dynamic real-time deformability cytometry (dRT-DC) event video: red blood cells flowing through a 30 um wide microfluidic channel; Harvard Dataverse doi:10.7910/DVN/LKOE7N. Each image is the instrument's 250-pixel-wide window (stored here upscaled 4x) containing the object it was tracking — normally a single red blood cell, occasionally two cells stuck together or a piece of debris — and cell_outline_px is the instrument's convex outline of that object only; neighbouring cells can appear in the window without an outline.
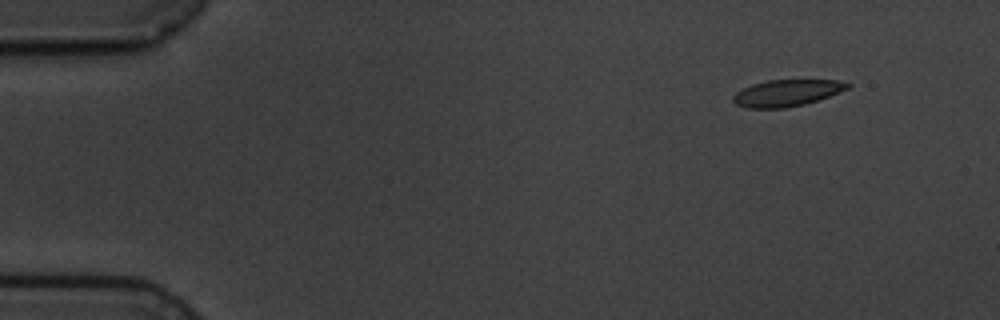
{"species": "common noctule bat (a hibernating species)", "species_latin": "Nyctalus noctula", "temperature_condition": "cold", "stored_images_in_passage": 4, "camera_frame_rate_fps": 3000, "um_per_image_px": 0.085, "animal": {"sex": "male", "body_mass_g": 19.5, "forearm_length_mm": 54.6}, "frame": {"image": 1, "passage_image": 1, "time_ms": 0.0, "image_size_px": [1000, 320], "cell_outline_px": [[852, 84], [848, 88], [828, 96], [804, 104], [784, 108], [748, 108], [736, 104], [732, 100], [732, 96], [736, 92], [752, 84], [768, 80], [836, 80]], "centroid_in_image_um": [66.84, 7.9], "position_along_channel_um": 18.2, "area_um2": 17.51}}
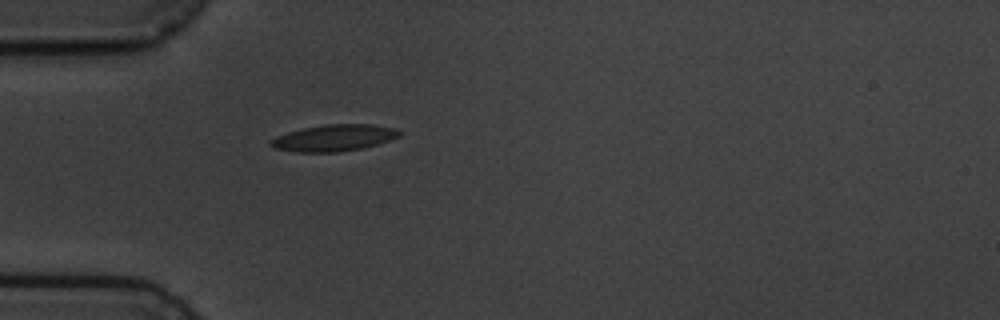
{"frame": {"image": 2, "passage_image": 4, "time_ms": 3.667, "image_size_px": [1000, 320], "cell_outline_px": [[400, 136], [376, 144], [360, 148], [336, 152], [296, 152], [272, 148], [268, 144], [268, 140], [276, 136], [288, 132], [304, 128], [324, 124], [372, 124], [396, 128], [400, 132]], "centroid_in_image_um": [28.32, 11.71], "position_along_channel_um": 56.7, "area_um2": 19.88}}